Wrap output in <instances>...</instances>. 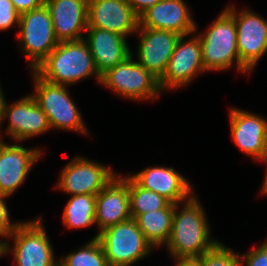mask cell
<instances>
[{
	"mask_svg": "<svg viewBox=\"0 0 267 266\" xmlns=\"http://www.w3.org/2000/svg\"><path fill=\"white\" fill-rule=\"evenodd\" d=\"M207 220L204 207L196 195L193 194L183 203L175 204L172 231L165 245L169 256L174 260L199 258L213 248L219 241L210 237Z\"/></svg>",
	"mask_w": 267,
	"mask_h": 266,
	"instance_id": "obj_1",
	"label": "cell"
},
{
	"mask_svg": "<svg viewBox=\"0 0 267 266\" xmlns=\"http://www.w3.org/2000/svg\"><path fill=\"white\" fill-rule=\"evenodd\" d=\"M34 72L47 82L65 86L92 76L98 83L101 79L84 39L59 42Z\"/></svg>",
	"mask_w": 267,
	"mask_h": 266,
	"instance_id": "obj_2",
	"label": "cell"
},
{
	"mask_svg": "<svg viewBox=\"0 0 267 266\" xmlns=\"http://www.w3.org/2000/svg\"><path fill=\"white\" fill-rule=\"evenodd\" d=\"M194 33L199 34L203 67L206 72L225 71L235 64L238 72L250 73L239 61L236 23L226 8L204 32Z\"/></svg>",
	"mask_w": 267,
	"mask_h": 266,
	"instance_id": "obj_3",
	"label": "cell"
},
{
	"mask_svg": "<svg viewBox=\"0 0 267 266\" xmlns=\"http://www.w3.org/2000/svg\"><path fill=\"white\" fill-rule=\"evenodd\" d=\"M10 238L12 245L9 243ZM2 244V256L13 255L15 266H58L52 243L47 236L41 217L23 221Z\"/></svg>",
	"mask_w": 267,
	"mask_h": 266,
	"instance_id": "obj_4",
	"label": "cell"
},
{
	"mask_svg": "<svg viewBox=\"0 0 267 266\" xmlns=\"http://www.w3.org/2000/svg\"><path fill=\"white\" fill-rule=\"evenodd\" d=\"M34 80L36 102L46 114L51 129L75 131L87 135L89 133L78 107L70 97L65 85L52 84L31 71Z\"/></svg>",
	"mask_w": 267,
	"mask_h": 266,
	"instance_id": "obj_5",
	"label": "cell"
},
{
	"mask_svg": "<svg viewBox=\"0 0 267 266\" xmlns=\"http://www.w3.org/2000/svg\"><path fill=\"white\" fill-rule=\"evenodd\" d=\"M97 239L109 266L134 265L155 249L133 218L105 229Z\"/></svg>",
	"mask_w": 267,
	"mask_h": 266,
	"instance_id": "obj_6",
	"label": "cell"
},
{
	"mask_svg": "<svg viewBox=\"0 0 267 266\" xmlns=\"http://www.w3.org/2000/svg\"><path fill=\"white\" fill-rule=\"evenodd\" d=\"M132 55L102 74L99 84L128 100L157 99L162 93L159 79L134 60Z\"/></svg>",
	"mask_w": 267,
	"mask_h": 266,
	"instance_id": "obj_7",
	"label": "cell"
},
{
	"mask_svg": "<svg viewBox=\"0 0 267 266\" xmlns=\"http://www.w3.org/2000/svg\"><path fill=\"white\" fill-rule=\"evenodd\" d=\"M18 28L20 48L34 71L59 43L47 5L21 14Z\"/></svg>",
	"mask_w": 267,
	"mask_h": 266,
	"instance_id": "obj_8",
	"label": "cell"
},
{
	"mask_svg": "<svg viewBox=\"0 0 267 266\" xmlns=\"http://www.w3.org/2000/svg\"><path fill=\"white\" fill-rule=\"evenodd\" d=\"M226 9L233 15L236 23L239 61L252 72L267 53V20L247 8L239 11L231 5Z\"/></svg>",
	"mask_w": 267,
	"mask_h": 266,
	"instance_id": "obj_9",
	"label": "cell"
},
{
	"mask_svg": "<svg viewBox=\"0 0 267 266\" xmlns=\"http://www.w3.org/2000/svg\"><path fill=\"white\" fill-rule=\"evenodd\" d=\"M56 188L69 195H97L117 174L107 165L75 156L61 170Z\"/></svg>",
	"mask_w": 267,
	"mask_h": 266,
	"instance_id": "obj_10",
	"label": "cell"
},
{
	"mask_svg": "<svg viewBox=\"0 0 267 266\" xmlns=\"http://www.w3.org/2000/svg\"><path fill=\"white\" fill-rule=\"evenodd\" d=\"M6 101L0 113V125L8 119L9 125L5 131L13 142L15 140V142L22 143V141L42 135L51 129L46 114L32 95L28 94L11 104Z\"/></svg>",
	"mask_w": 267,
	"mask_h": 266,
	"instance_id": "obj_11",
	"label": "cell"
},
{
	"mask_svg": "<svg viewBox=\"0 0 267 266\" xmlns=\"http://www.w3.org/2000/svg\"><path fill=\"white\" fill-rule=\"evenodd\" d=\"M180 36L163 76L159 79L161 91L178 89L191 83L198 74H205L202 45L198 35L185 39ZM187 41V42H186Z\"/></svg>",
	"mask_w": 267,
	"mask_h": 266,
	"instance_id": "obj_12",
	"label": "cell"
},
{
	"mask_svg": "<svg viewBox=\"0 0 267 266\" xmlns=\"http://www.w3.org/2000/svg\"><path fill=\"white\" fill-rule=\"evenodd\" d=\"M17 143L0 139V195L7 197L19 189L42 155L40 147L26 148Z\"/></svg>",
	"mask_w": 267,
	"mask_h": 266,
	"instance_id": "obj_13",
	"label": "cell"
},
{
	"mask_svg": "<svg viewBox=\"0 0 267 266\" xmlns=\"http://www.w3.org/2000/svg\"><path fill=\"white\" fill-rule=\"evenodd\" d=\"M129 175H116L96 195L95 224L99 232L93 239H97L100 232L131 219Z\"/></svg>",
	"mask_w": 267,
	"mask_h": 266,
	"instance_id": "obj_14",
	"label": "cell"
},
{
	"mask_svg": "<svg viewBox=\"0 0 267 266\" xmlns=\"http://www.w3.org/2000/svg\"><path fill=\"white\" fill-rule=\"evenodd\" d=\"M137 62L160 79L170 61L176 42L181 35L173 31L138 28Z\"/></svg>",
	"mask_w": 267,
	"mask_h": 266,
	"instance_id": "obj_15",
	"label": "cell"
},
{
	"mask_svg": "<svg viewBox=\"0 0 267 266\" xmlns=\"http://www.w3.org/2000/svg\"><path fill=\"white\" fill-rule=\"evenodd\" d=\"M88 27L118 33L127 38L137 34L139 17L125 0H88Z\"/></svg>",
	"mask_w": 267,
	"mask_h": 266,
	"instance_id": "obj_16",
	"label": "cell"
},
{
	"mask_svg": "<svg viewBox=\"0 0 267 266\" xmlns=\"http://www.w3.org/2000/svg\"><path fill=\"white\" fill-rule=\"evenodd\" d=\"M185 0H160L139 17L138 28L173 31L181 36L195 35L197 23Z\"/></svg>",
	"mask_w": 267,
	"mask_h": 266,
	"instance_id": "obj_17",
	"label": "cell"
},
{
	"mask_svg": "<svg viewBox=\"0 0 267 266\" xmlns=\"http://www.w3.org/2000/svg\"><path fill=\"white\" fill-rule=\"evenodd\" d=\"M130 177L140 187L164 196L174 204L184 202L194 194L191 183L173 166H148Z\"/></svg>",
	"mask_w": 267,
	"mask_h": 266,
	"instance_id": "obj_18",
	"label": "cell"
},
{
	"mask_svg": "<svg viewBox=\"0 0 267 266\" xmlns=\"http://www.w3.org/2000/svg\"><path fill=\"white\" fill-rule=\"evenodd\" d=\"M229 113L232 141L242 152L261 162L267 119L237 107H231Z\"/></svg>",
	"mask_w": 267,
	"mask_h": 266,
	"instance_id": "obj_19",
	"label": "cell"
},
{
	"mask_svg": "<svg viewBox=\"0 0 267 266\" xmlns=\"http://www.w3.org/2000/svg\"><path fill=\"white\" fill-rule=\"evenodd\" d=\"M56 39L59 42L84 39L88 27V0H46Z\"/></svg>",
	"mask_w": 267,
	"mask_h": 266,
	"instance_id": "obj_20",
	"label": "cell"
},
{
	"mask_svg": "<svg viewBox=\"0 0 267 266\" xmlns=\"http://www.w3.org/2000/svg\"><path fill=\"white\" fill-rule=\"evenodd\" d=\"M85 32L84 40L100 76L132 54L127 38L118 33L94 27H87Z\"/></svg>",
	"mask_w": 267,
	"mask_h": 266,
	"instance_id": "obj_21",
	"label": "cell"
},
{
	"mask_svg": "<svg viewBox=\"0 0 267 266\" xmlns=\"http://www.w3.org/2000/svg\"><path fill=\"white\" fill-rule=\"evenodd\" d=\"M175 204L166 208L140 214L135 220L146 239L156 249L168 242L171 231Z\"/></svg>",
	"mask_w": 267,
	"mask_h": 266,
	"instance_id": "obj_22",
	"label": "cell"
},
{
	"mask_svg": "<svg viewBox=\"0 0 267 266\" xmlns=\"http://www.w3.org/2000/svg\"><path fill=\"white\" fill-rule=\"evenodd\" d=\"M63 225L69 229H80L95 224L96 195H72L63 212Z\"/></svg>",
	"mask_w": 267,
	"mask_h": 266,
	"instance_id": "obj_23",
	"label": "cell"
},
{
	"mask_svg": "<svg viewBox=\"0 0 267 266\" xmlns=\"http://www.w3.org/2000/svg\"><path fill=\"white\" fill-rule=\"evenodd\" d=\"M130 214L136 219L140 214L166 208L171 202L164 196L140 187L129 175Z\"/></svg>",
	"mask_w": 267,
	"mask_h": 266,
	"instance_id": "obj_24",
	"label": "cell"
},
{
	"mask_svg": "<svg viewBox=\"0 0 267 266\" xmlns=\"http://www.w3.org/2000/svg\"><path fill=\"white\" fill-rule=\"evenodd\" d=\"M58 266H109L98 239H91L75 252L59 259Z\"/></svg>",
	"mask_w": 267,
	"mask_h": 266,
	"instance_id": "obj_25",
	"label": "cell"
},
{
	"mask_svg": "<svg viewBox=\"0 0 267 266\" xmlns=\"http://www.w3.org/2000/svg\"><path fill=\"white\" fill-rule=\"evenodd\" d=\"M199 258L202 266H240L239 254L220 241Z\"/></svg>",
	"mask_w": 267,
	"mask_h": 266,
	"instance_id": "obj_26",
	"label": "cell"
},
{
	"mask_svg": "<svg viewBox=\"0 0 267 266\" xmlns=\"http://www.w3.org/2000/svg\"><path fill=\"white\" fill-rule=\"evenodd\" d=\"M239 257L240 266H267V240Z\"/></svg>",
	"mask_w": 267,
	"mask_h": 266,
	"instance_id": "obj_27",
	"label": "cell"
},
{
	"mask_svg": "<svg viewBox=\"0 0 267 266\" xmlns=\"http://www.w3.org/2000/svg\"><path fill=\"white\" fill-rule=\"evenodd\" d=\"M20 14L15 10L11 0H0V31L19 27Z\"/></svg>",
	"mask_w": 267,
	"mask_h": 266,
	"instance_id": "obj_28",
	"label": "cell"
},
{
	"mask_svg": "<svg viewBox=\"0 0 267 266\" xmlns=\"http://www.w3.org/2000/svg\"><path fill=\"white\" fill-rule=\"evenodd\" d=\"M6 198L8 197L0 195V237L8 239L19 222H11L8 207L5 202Z\"/></svg>",
	"mask_w": 267,
	"mask_h": 266,
	"instance_id": "obj_29",
	"label": "cell"
},
{
	"mask_svg": "<svg viewBox=\"0 0 267 266\" xmlns=\"http://www.w3.org/2000/svg\"><path fill=\"white\" fill-rule=\"evenodd\" d=\"M15 10L21 15L45 4L46 0H11Z\"/></svg>",
	"mask_w": 267,
	"mask_h": 266,
	"instance_id": "obj_30",
	"label": "cell"
},
{
	"mask_svg": "<svg viewBox=\"0 0 267 266\" xmlns=\"http://www.w3.org/2000/svg\"><path fill=\"white\" fill-rule=\"evenodd\" d=\"M134 10L135 14L140 17L145 11L154 6L160 0H125Z\"/></svg>",
	"mask_w": 267,
	"mask_h": 266,
	"instance_id": "obj_31",
	"label": "cell"
},
{
	"mask_svg": "<svg viewBox=\"0 0 267 266\" xmlns=\"http://www.w3.org/2000/svg\"><path fill=\"white\" fill-rule=\"evenodd\" d=\"M175 266H202L200 258H182L175 260Z\"/></svg>",
	"mask_w": 267,
	"mask_h": 266,
	"instance_id": "obj_32",
	"label": "cell"
},
{
	"mask_svg": "<svg viewBox=\"0 0 267 266\" xmlns=\"http://www.w3.org/2000/svg\"><path fill=\"white\" fill-rule=\"evenodd\" d=\"M264 162H266V164H267V160L266 161H264ZM266 174H265V178H264V182H263V184H262V189H260L261 190V195H267V169H266Z\"/></svg>",
	"mask_w": 267,
	"mask_h": 266,
	"instance_id": "obj_33",
	"label": "cell"
},
{
	"mask_svg": "<svg viewBox=\"0 0 267 266\" xmlns=\"http://www.w3.org/2000/svg\"><path fill=\"white\" fill-rule=\"evenodd\" d=\"M267 160V133L265 135V141H264V152L262 155V162Z\"/></svg>",
	"mask_w": 267,
	"mask_h": 266,
	"instance_id": "obj_34",
	"label": "cell"
},
{
	"mask_svg": "<svg viewBox=\"0 0 267 266\" xmlns=\"http://www.w3.org/2000/svg\"><path fill=\"white\" fill-rule=\"evenodd\" d=\"M5 100H6V98L4 97L3 90L1 89V86H0V113H1V110L4 106Z\"/></svg>",
	"mask_w": 267,
	"mask_h": 266,
	"instance_id": "obj_35",
	"label": "cell"
},
{
	"mask_svg": "<svg viewBox=\"0 0 267 266\" xmlns=\"http://www.w3.org/2000/svg\"><path fill=\"white\" fill-rule=\"evenodd\" d=\"M4 243L3 240H0V257L2 256V244Z\"/></svg>",
	"mask_w": 267,
	"mask_h": 266,
	"instance_id": "obj_36",
	"label": "cell"
}]
</instances>
